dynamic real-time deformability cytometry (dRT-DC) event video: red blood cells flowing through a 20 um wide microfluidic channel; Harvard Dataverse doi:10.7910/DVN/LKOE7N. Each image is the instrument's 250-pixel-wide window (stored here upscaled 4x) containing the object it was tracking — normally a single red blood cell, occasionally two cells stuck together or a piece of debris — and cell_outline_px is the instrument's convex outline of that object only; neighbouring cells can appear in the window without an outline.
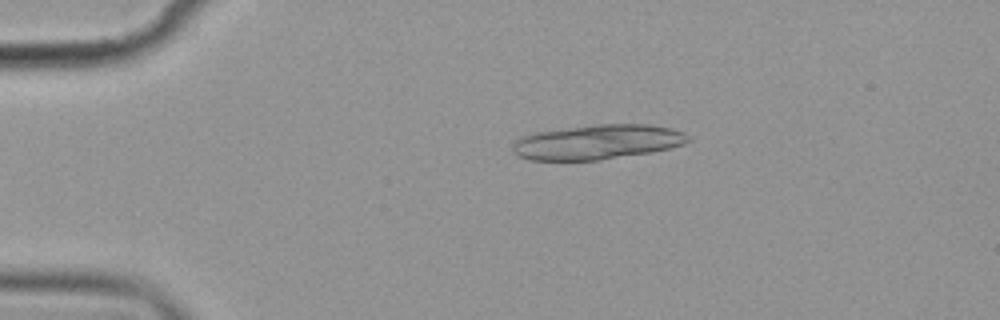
{"species": "common noctule bat (a hibernating species)", "species_latin": "Nyctalus noctula", "temperature_condition": "cold", "stored_images_in_passage": 14, "segment_of_instrument_passage": [1, 2], "camera_frame_rate_fps": 3000, "um_per_image_px": 0.085, "animal": {"sex": "female", "body_mass_g": 19.9}, "frame": {"image": 1, "passage_image": 3, "time_ms": 3.333, "image_size_px": [1000, 320], "cell_outline_px": [[692, 140], [684, 144], [652, 152], [600, 160], [528, 160], [512, 152], [512, 144], [516, 140], [524, 136], [536, 132], [596, 124], [648, 124], [672, 128], [684, 132]], "centroid_in_image_um": [50.8, 12.07], "position_along_channel_um": 34.2, "area_um2": 35.55}}